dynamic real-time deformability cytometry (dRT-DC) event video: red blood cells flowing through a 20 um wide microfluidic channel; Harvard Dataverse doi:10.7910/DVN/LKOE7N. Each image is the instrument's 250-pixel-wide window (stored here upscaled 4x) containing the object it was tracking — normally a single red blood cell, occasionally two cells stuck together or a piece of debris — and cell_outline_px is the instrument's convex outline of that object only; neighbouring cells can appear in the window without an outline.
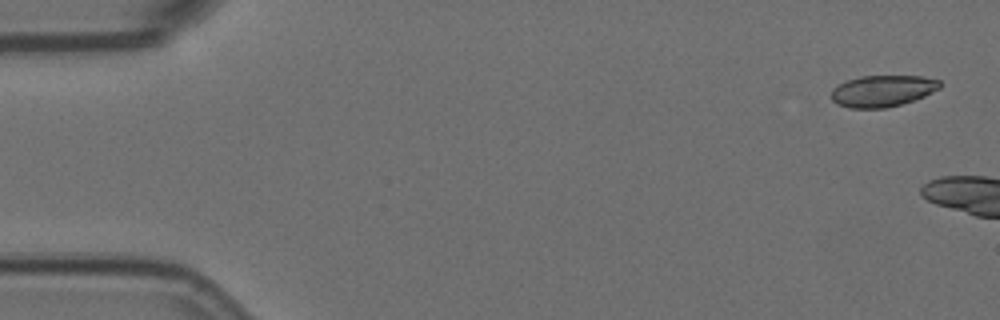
{"species": "Egyptian fruit bat (a non-hibernating species)", "species_latin": "Rousettus aegyptiacus", "temperature_condition": "room temperature", "stored_images_in_passage": 7, "camera_frame_rate_fps": 3000, "um_per_image_px": 0.085, "animal": {"sex": "female"}, "frame": {"image": 1, "passage_image": 2, "time_ms": 0.333, "image_size_px": [1000, 320], "cell_outline_px": [[944, 84], [940, 88], [924, 96], [900, 104], [884, 108], [848, 108], [836, 104], [832, 100], [832, 88], [836, 84], [860, 76], [920, 76], [940, 80]], "centroid_in_image_um": [75.0, 7.72], "position_along_channel_um": 10.0, "area_um2": 20.0}}